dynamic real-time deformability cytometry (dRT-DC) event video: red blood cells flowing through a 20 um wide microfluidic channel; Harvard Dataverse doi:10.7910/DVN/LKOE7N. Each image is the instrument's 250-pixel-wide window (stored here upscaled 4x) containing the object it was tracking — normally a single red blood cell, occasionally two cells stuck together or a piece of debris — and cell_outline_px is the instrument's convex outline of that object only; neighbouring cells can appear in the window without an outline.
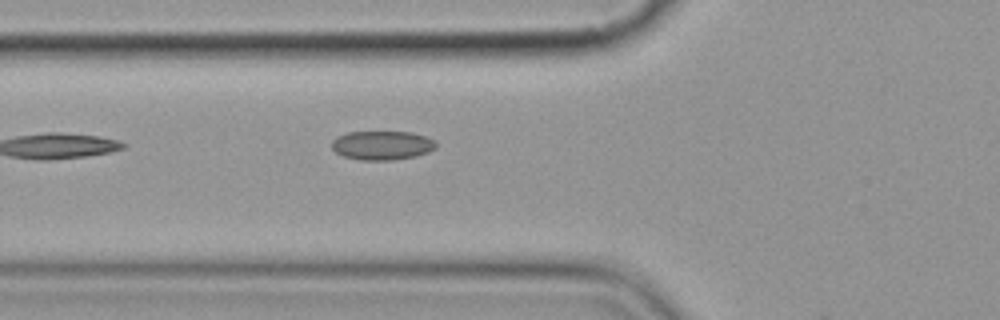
{"species": "common noctule bat (a hibernating species)", "species_latin": "Nyctalus noctula", "temperature_condition": "cold", "stored_images_in_passage": 3, "camera_frame_rate_fps": 3000, "um_per_image_px": 0.085, "animal": {"sex": "female", "body_mass_g": 19.9}, "frame": {"image": 1, "passage_image": 3, "time_ms": 3.0, "image_size_px": [1000, 320], "cell_outline_px": [[436, 148], [428, 152], [416, 156], [392, 160], [360, 160], [344, 156], [336, 152], [332, 148], [332, 140], [336, 136], [348, 132], [412, 132], [436, 140]], "centroid_in_image_um": [32.48, 12.35], "position_along_channel_um": 93.3, "area_um2": 17.69}}